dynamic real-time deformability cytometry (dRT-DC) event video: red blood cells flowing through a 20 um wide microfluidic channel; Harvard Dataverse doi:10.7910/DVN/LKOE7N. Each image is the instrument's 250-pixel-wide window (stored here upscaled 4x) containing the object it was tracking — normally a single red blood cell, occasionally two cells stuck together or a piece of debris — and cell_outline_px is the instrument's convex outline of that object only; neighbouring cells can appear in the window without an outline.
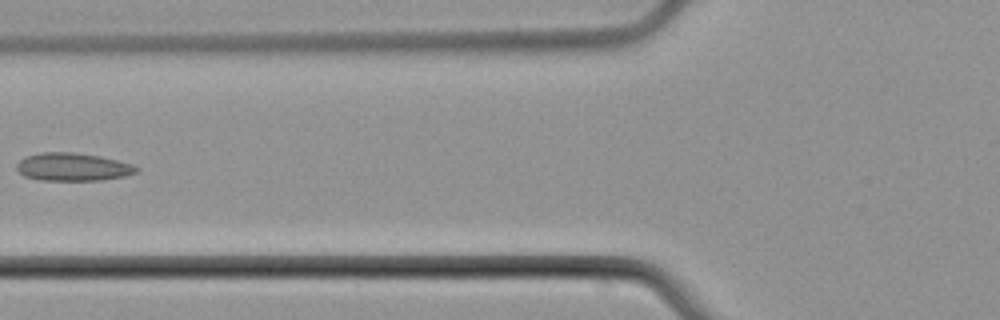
{"species": "common noctule bat (a hibernating species)", "species_latin": "Nyctalus noctula", "temperature_condition": "cold", "stored_images_in_passage": 7, "camera_frame_rate_fps": 3000, "um_per_image_px": 0.085, "animal": {"sex": "male", "body_mass_g": 21.5, "forearm_length_mm": 52.0}, "frame": {"image": 1, "passage_image": 7, "time_ms": 7.333, "image_size_px": [1000, 320], "cell_outline_px": [[140, 168], [136, 172], [124, 176], [100, 180], [40, 180], [24, 176], [16, 168], [16, 164], [24, 156], [40, 152], [72, 152], [100, 156], [132, 164]], "centroid_in_image_um": [6.16, 14.18], "position_along_channel_um": 119.6, "area_um2": 19.48}}